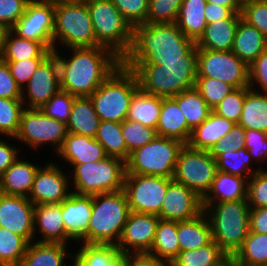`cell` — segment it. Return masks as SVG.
Returning <instances> with one entry per match:
<instances>
[{
	"label": "cell",
	"mask_w": 267,
	"mask_h": 266,
	"mask_svg": "<svg viewBox=\"0 0 267 266\" xmlns=\"http://www.w3.org/2000/svg\"><path fill=\"white\" fill-rule=\"evenodd\" d=\"M71 58L57 54L60 89L74 96H90L122 64L111 50L102 47L70 48Z\"/></svg>",
	"instance_id": "cell-1"
},
{
	"label": "cell",
	"mask_w": 267,
	"mask_h": 266,
	"mask_svg": "<svg viewBox=\"0 0 267 266\" xmlns=\"http://www.w3.org/2000/svg\"><path fill=\"white\" fill-rule=\"evenodd\" d=\"M195 45L176 23H146L134 28L131 50L122 63L133 70L138 64L186 62Z\"/></svg>",
	"instance_id": "cell-2"
},
{
	"label": "cell",
	"mask_w": 267,
	"mask_h": 266,
	"mask_svg": "<svg viewBox=\"0 0 267 266\" xmlns=\"http://www.w3.org/2000/svg\"><path fill=\"white\" fill-rule=\"evenodd\" d=\"M139 88L146 93L162 98L174 97L191 89L197 78V47L186 54V62H159L138 64L132 70Z\"/></svg>",
	"instance_id": "cell-3"
},
{
	"label": "cell",
	"mask_w": 267,
	"mask_h": 266,
	"mask_svg": "<svg viewBox=\"0 0 267 266\" xmlns=\"http://www.w3.org/2000/svg\"><path fill=\"white\" fill-rule=\"evenodd\" d=\"M202 205L211 224L212 240L228 257H233L249 233L248 200Z\"/></svg>",
	"instance_id": "cell-4"
},
{
	"label": "cell",
	"mask_w": 267,
	"mask_h": 266,
	"mask_svg": "<svg viewBox=\"0 0 267 266\" xmlns=\"http://www.w3.org/2000/svg\"><path fill=\"white\" fill-rule=\"evenodd\" d=\"M130 213L123 189L93 195L87 244L116 246Z\"/></svg>",
	"instance_id": "cell-5"
},
{
	"label": "cell",
	"mask_w": 267,
	"mask_h": 266,
	"mask_svg": "<svg viewBox=\"0 0 267 266\" xmlns=\"http://www.w3.org/2000/svg\"><path fill=\"white\" fill-rule=\"evenodd\" d=\"M139 89L135 73L123 63L89 96L101 121L127 119L134 93Z\"/></svg>",
	"instance_id": "cell-6"
},
{
	"label": "cell",
	"mask_w": 267,
	"mask_h": 266,
	"mask_svg": "<svg viewBox=\"0 0 267 266\" xmlns=\"http://www.w3.org/2000/svg\"><path fill=\"white\" fill-rule=\"evenodd\" d=\"M96 42L123 60L130 52L134 29L112 0H87Z\"/></svg>",
	"instance_id": "cell-7"
},
{
	"label": "cell",
	"mask_w": 267,
	"mask_h": 266,
	"mask_svg": "<svg viewBox=\"0 0 267 266\" xmlns=\"http://www.w3.org/2000/svg\"><path fill=\"white\" fill-rule=\"evenodd\" d=\"M184 145L180 140L157 135L130 153L126 173L173 178L178 154Z\"/></svg>",
	"instance_id": "cell-8"
},
{
	"label": "cell",
	"mask_w": 267,
	"mask_h": 266,
	"mask_svg": "<svg viewBox=\"0 0 267 266\" xmlns=\"http://www.w3.org/2000/svg\"><path fill=\"white\" fill-rule=\"evenodd\" d=\"M70 165L74 166L76 194L93 196L123 189L126 162L120 158L107 156L100 161Z\"/></svg>",
	"instance_id": "cell-9"
},
{
	"label": "cell",
	"mask_w": 267,
	"mask_h": 266,
	"mask_svg": "<svg viewBox=\"0 0 267 266\" xmlns=\"http://www.w3.org/2000/svg\"><path fill=\"white\" fill-rule=\"evenodd\" d=\"M59 40L69 48L95 47V33L87 3L60 4L54 8L53 50Z\"/></svg>",
	"instance_id": "cell-10"
},
{
	"label": "cell",
	"mask_w": 267,
	"mask_h": 266,
	"mask_svg": "<svg viewBox=\"0 0 267 266\" xmlns=\"http://www.w3.org/2000/svg\"><path fill=\"white\" fill-rule=\"evenodd\" d=\"M217 171L216 159L209 151L196 150L185 144L179 151L172 179L203 199L211 189Z\"/></svg>",
	"instance_id": "cell-11"
},
{
	"label": "cell",
	"mask_w": 267,
	"mask_h": 266,
	"mask_svg": "<svg viewBox=\"0 0 267 266\" xmlns=\"http://www.w3.org/2000/svg\"><path fill=\"white\" fill-rule=\"evenodd\" d=\"M197 77H209L234 89L249 87L248 65L232 51L197 49Z\"/></svg>",
	"instance_id": "cell-12"
},
{
	"label": "cell",
	"mask_w": 267,
	"mask_h": 266,
	"mask_svg": "<svg viewBox=\"0 0 267 266\" xmlns=\"http://www.w3.org/2000/svg\"><path fill=\"white\" fill-rule=\"evenodd\" d=\"M172 178L126 173L123 190L131 212L154 214L160 209Z\"/></svg>",
	"instance_id": "cell-13"
},
{
	"label": "cell",
	"mask_w": 267,
	"mask_h": 266,
	"mask_svg": "<svg viewBox=\"0 0 267 266\" xmlns=\"http://www.w3.org/2000/svg\"><path fill=\"white\" fill-rule=\"evenodd\" d=\"M67 134L65 123L46 116L40 108H24L19 130L14 138L35 148L50 143L56 145L54 148L58 152Z\"/></svg>",
	"instance_id": "cell-14"
},
{
	"label": "cell",
	"mask_w": 267,
	"mask_h": 266,
	"mask_svg": "<svg viewBox=\"0 0 267 266\" xmlns=\"http://www.w3.org/2000/svg\"><path fill=\"white\" fill-rule=\"evenodd\" d=\"M54 8L51 3L31 0L11 30L20 37L41 42L47 49H53Z\"/></svg>",
	"instance_id": "cell-15"
},
{
	"label": "cell",
	"mask_w": 267,
	"mask_h": 266,
	"mask_svg": "<svg viewBox=\"0 0 267 266\" xmlns=\"http://www.w3.org/2000/svg\"><path fill=\"white\" fill-rule=\"evenodd\" d=\"M158 222L157 215L131 212L116 245L120 253H148L153 245Z\"/></svg>",
	"instance_id": "cell-16"
},
{
	"label": "cell",
	"mask_w": 267,
	"mask_h": 266,
	"mask_svg": "<svg viewBox=\"0 0 267 266\" xmlns=\"http://www.w3.org/2000/svg\"><path fill=\"white\" fill-rule=\"evenodd\" d=\"M34 204L24 196L0 193V227L34 241Z\"/></svg>",
	"instance_id": "cell-17"
},
{
	"label": "cell",
	"mask_w": 267,
	"mask_h": 266,
	"mask_svg": "<svg viewBox=\"0 0 267 266\" xmlns=\"http://www.w3.org/2000/svg\"><path fill=\"white\" fill-rule=\"evenodd\" d=\"M203 211L202 198L194 191L173 179L168 183L160 209V219L186 221L195 218Z\"/></svg>",
	"instance_id": "cell-18"
},
{
	"label": "cell",
	"mask_w": 267,
	"mask_h": 266,
	"mask_svg": "<svg viewBox=\"0 0 267 266\" xmlns=\"http://www.w3.org/2000/svg\"><path fill=\"white\" fill-rule=\"evenodd\" d=\"M28 108H40L60 89L57 54L53 51L38 65L27 82Z\"/></svg>",
	"instance_id": "cell-19"
},
{
	"label": "cell",
	"mask_w": 267,
	"mask_h": 266,
	"mask_svg": "<svg viewBox=\"0 0 267 266\" xmlns=\"http://www.w3.org/2000/svg\"><path fill=\"white\" fill-rule=\"evenodd\" d=\"M68 176L52 162L45 168H40L36 172L33 186L28 199L34 205L46 203H61L69 197ZM31 195V196H30Z\"/></svg>",
	"instance_id": "cell-20"
},
{
	"label": "cell",
	"mask_w": 267,
	"mask_h": 266,
	"mask_svg": "<svg viewBox=\"0 0 267 266\" xmlns=\"http://www.w3.org/2000/svg\"><path fill=\"white\" fill-rule=\"evenodd\" d=\"M92 211V196L71 192L62 201V216L65 231L70 239L84 240L87 244V231Z\"/></svg>",
	"instance_id": "cell-21"
},
{
	"label": "cell",
	"mask_w": 267,
	"mask_h": 266,
	"mask_svg": "<svg viewBox=\"0 0 267 266\" xmlns=\"http://www.w3.org/2000/svg\"><path fill=\"white\" fill-rule=\"evenodd\" d=\"M37 226H39L38 229ZM37 230L43 234V239L38 242L67 245V240L70 238L64 227L62 202L34 206V231Z\"/></svg>",
	"instance_id": "cell-22"
},
{
	"label": "cell",
	"mask_w": 267,
	"mask_h": 266,
	"mask_svg": "<svg viewBox=\"0 0 267 266\" xmlns=\"http://www.w3.org/2000/svg\"><path fill=\"white\" fill-rule=\"evenodd\" d=\"M57 153L69 164L95 162L107 157L103 146L95 138L71 133L67 134Z\"/></svg>",
	"instance_id": "cell-23"
},
{
	"label": "cell",
	"mask_w": 267,
	"mask_h": 266,
	"mask_svg": "<svg viewBox=\"0 0 267 266\" xmlns=\"http://www.w3.org/2000/svg\"><path fill=\"white\" fill-rule=\"evenodd\" d=\"M156 132L158 136L174 138L184 144H187L190 139L192 129L188 126L183 112L173 97L162 98Z\"/></svg>",
	"instance_id": "cell-24"
},
{
	"label": "cell",
	"mask_w": 267,
	"mask_h": 266,
	"mask_svg": "<svg viewBox=\"0 0 267 266\" xmlns=\"http://www.w3.org/2000/svg\"><path fill=\"white\" fill-rule=\"evenodd\" d=\"M38 169L39 166L17 158L0 176V193L28 197Z\"/></svg>",
	"instance_id": "cell-25"
},
{
	"label": "cell",
	"mask_w": 267,
	"mask_h": 266,
	"mask_svg": "<svg viewBox=\"0 0 267 266\" xmlns=\"http://www.w3.org/2000/svg\"><path fill=\"white\" fill-rule=\"evenodd\" d=\"M266 49L267 38L241 18L234 36L232 52L249 66Z\"/></svg>",
	"instance_id": "cell-26"
},
{
	"label": "cell",
	"mask_w": 267,
	"mask_h": 266,
	"mask_svg": "<svg viewBox=\"0 0 267 266\" xmlns=\"http://www.w3.org/2000/svg\"><path fill=\"white\" fill-rule=\"evenodd\" d=\"M235 124L212 111L201 125L192 130L187 145L196 150L209 151L212 146L219 142V139L231 131Z\"/></svg>",
	"instance_id": "cell-27"
},
{
	"label": "cell",
	"mask_w": 267,
	"mask_h": 266,
	"mask_svg": "<svg viewBox=\"0 0 267 266\" xmlns=\"http://www.w3.org/2000/svg\"><path fill=\"white\" fill-rule=\"evenodd\" d=\"M248 180L249 178L217 171L211 189L202 199V204L247 199Z\"/></svg>",
	"instance_id": "cell-28"
},
{
	"label": "cell",
	"mask_w": 267,
	"mask_h": 266,
	"mask_svg": "<svg viewBox=\"0 0 267 266\" xmlns=\"http://www.w3.org/2000/svg\"><path fill=\"white\" fill-rule=\"evenodd\" d=\"M241 18H225L208 23L203 35L195 43L197 49L232 51L234 36Z\"/></svg>",
	"instance_id": "cell-29"
},
{
	"label": "cell",
	"mask_w": 267,
	"mask_h": 266,
	"mask_svg": "<svg viewBox=\"0 0 267 266\" xmlns=\"http://www.w3.org/2000/svg\"><path fill=\"white\" fill-rule=\"evenodd\" d=\"M100 121L89 96L76 97L66 124L67 131L71 134L95 138Z\"/></svg>",
	"instance_id": "cell-30"
},
{
	"label": "cell",
	"mask_w": 267,
	"mask_h": 266,
	"mask_svg": "<svg viewBox=\"0 0 267 266\" xmlns=\"http://www.w3.org/2000/svg\"><path fill=\"white\" fill-rule=\"evenodd\" d=\"M13 31L5 30L0 57L4 61H20L32 58H46L53 49H47L41 42L25 39Z\"/></svg>",
	"instance_id": "cell-31"
},
{
	"label": "cell",
	"mask_w": 267,
	"mask_h": 266,
	"mask_svg": "<svg viewBox=\"0 0 267 266\" xmlns=\"http://www.w3.org/2000/svg\"><path fill=\"white\" fill-rule=\"evenodd\" d=\"M203 211L193 219L177 221V235L180 251L192 250L212 240L211 224Z\"/></svg>",
	"instance_id": "cell-32"
},
{
	"label": "cell",
	"mask_w": 267,
	"mask_h": 266,
	"mask_svg": "<svg viewBox=\"0 0 267 266\" xmlns=\"http://www.w3.org/2000/svg\"><path fill=\"white\" fill-rule=\"evenodd\" d=\"M206 4L207 0H183L175 22L182 33L195 43L207 25L204 14Z\"/></svg>",
	"instance_id": "cell-33"
},
{
	"label": "cell",
	"mask_w": 267,
	"mask_h": 266,
	"mask_svg": "<svg viewBox=\"0 0 267 266\" xmlns=\"http://www.w3.org/2000/svg\"><path fill=\"white\" fill-rule=\"evenodd\" d=\"M161 106L162 97L151 95L139 88L131 99L127 119L156 129Z\"/></svg>",
	"instance_id": "cell-34"
},
{
	"label": "cell",
	"mask_w": 267,
	"mask_h": 266,
	"mask_svg": "<svg viewBox=\"0 0 267 266\" xmlns=\"http://www.w3.org/2000/svg\"><path fill=\"white\" fill-rule=\"evenodd\" d=\"M245 130H258L267 133V94L247 87L239 122Z\"/></svg>",
	"instance_id": "cell-35"
},
{
	"label": "cell",
	"mask_w": 267,
	"mask_h": 266,
	"mask_svg": "<svg viewBox=\"0 0 267 266\" xmlns=\"http://www.w3.org/2000/svg\"><path fill=\"white\" fill-rule=\"evenodd\" d=\"M73 258L68 266H124V255L115 245L83 243Z\"/></svg>",
	"instance_id": "cell-36"
},
{
	"label": "cell",
	"mask_w": 267,
	"mask_h": 266,
	"mask_svg": "<svg viewBox=\"0 0 267 266\" xmlns=\"http://www.w3.org/2000/svg\"><path fill=\"white\" fill-rule=\"evenodd\" d=\"M179 252L177 221L159 218L153 245L147 254L171 263Z\"/></svg>",
	"instance_id": "cell-37"
},
{
	"label": "cell",
	"mask_w": 267,
	"mask_h": 266,
	"mask_svg": "<svg viewBox=\"0 0 267 266\" xmlns=\"http://www.w3.org/2000/svg\"><path fill=\"white\" fill-rule=\"evenodd\" d=\"M65 255V244L32 241L19 266H63Z\"/></svg>",
	"instance_id": "cell-38"
},
{
	"label": "cell",
	"mask_w": 267,
	"mask_h": 266,
	"mask_svg": "<svg viewBox=\"0 0 267 266\" xmlns=\"http://www.w3.org/2000/svg\"><path fill=\"white\" fill-rule=\"evenodd\" d=\"M227 258L219 245L211 240L202 247L180 251L171 266H219Z\"/></svg>",
	"instance_id": "cell-39"
},
{
	"label": "cell",
	"mask_w": 267,
	"mask_h": 266,
	"mask_svg": "<svg viewBox=\"0 0 267 266\" xmlns=\"http://www.w3.org/2000/svg\"><path fill=\"white\" fill-rule=\"evenodd\" d=\"M183 112L188 126L193 130L201 125L212 112V108L193 87L173 97Z\"/></svg>",
	"instance_id": "cell-40"
},
{
	"label": "cell",
	"mask_w": 267,
	"mask_h": 266,
	"mask_svg": "<svg viewBox=\"0 0 267 266\" xmlns=\"http://www.w3.org/2000/svg\"><path fill=\"white\" fill-rule=\"evenodd\" d=\"M233 258L241 266H267V234L249 231Z\"/></svg>",
	"instance_id": "cell-41"
},
{
	"label": "cell",
	"mask_w": 267,
	"mask_h": 266,
	"mask_svg": "<svg viewBox=\"0 0 267 266\" xmlns=\"http://www.w3.org/2000/svg\"><path fill=\"white\" fill-rule=\"evenodd\" d=\"M95 139L103 146L107 156L128 160V149L122 136V123L100 121Z\"/></svg>",
	"instance_id": "cell-42"
},
{
	"label": "cell",
	"mask_w": 267,
	"mask_h": 266,
	"mask_svg": "<svg viewBox=\"0 0 267 266\" xmlns=\"http://www.w3.org/2000/svg\"><path fill=\"white\" fill-rule=\"evenodd\" d=\"M28 245L24 237L0 227V266H19Z\"/></svg>",
	"instance_id": "cell-43"
},
{
	"label": "cell",
	"mask_w": 267,
	"mask_h": 266,
	"mask_svg": "<svg viewBox=\"0 0 267 266\" xmlns=\"http://www.w3.org/2000/svg\"><path fill=\"white\" fill-rule=\"evenodd\" d=\"M251 159L253 158L245 147H242L238 151L224 152L216 159L217 170L224 173L249 178L255 173L253 170L251 171V168L249 167ZM247 169V175L243 176L242 172L246 171Z\"/></svg>",
	"instance_id": "cell-44"
},
{
	"label": "cell",
	"mask_w": 267,
	"mask_h": 266,
	"mask_svg": "<svg viewBox=\"0 0 267 266\" xmlns=\"http://www.w3.org/2000/svg\"><path fill=\"white\" fill-rule=\"evenodd\" d=\"M22 99L0 97V134L15 137L20 126V118L24 109Z\"/></svg>",
	"instance_id": "cell-45"
},
{
	"label": "cell",
	"mask_w": 267,
	"mask_h": 266,
	"mask_svg": "<svg viewBox=\"0 0 267 266\" xmlns=\"http://www.w3.org/2000/svg\"><path fill=\"white\" fill-rule=\"evenodd\" d=\"M122 136L128 149L129 159L131 152L151 142L157 136V132L156 129L126 119L122 122Z\"/></svg>",
	"instance_id": "cell-46"
},
{
	"label": "cell",
	"mask_w": 267,
	"mask_h": 266,
	"mask_svg": "<svg viewBox=\"0 0 267 266\" xmlns=\"http://www.w3.org/2000/svg\"><path fill=\"white\" fill-rule=\"evenodd\" d=\"M194 88L212 109L234 89L224 81L209 77H197Z\"/></svg>",
	"instance_id": "cell-47"
},
{
	"label": "cell",
	"mask_w": 267,
	"mask_h": 266,
	"mask_svg": "<svg viewBox=\"0 0 267 266\" xmlns=\"http://www.w3.org/2000/svg\"><path fill=\"white\" fill-rule=\"evenodd\" d=\"M183 0H149L147 23H175Z\"/></svg>",
	"instance_id": "cell-48"
},
{
	"label": "cell",
	"mask_w": 267,
	"mask_h": 266,
	"mask_svg": "<svg viewBox=\"0 0 267 266\" xmlns=\"http://www.w3.org/2000/svg\"><path fill=\"white\" fill-rule=\"evenodd\" d=\"M246 94L247 87L233 89L212 111L237 124L242 114Z\"/></svg>",
	"instance_id": "cell-49"
},
{
	"label": "cell",
	"mask_w": 267,
	"mask_h": 266,
	"mask_svg": "<svg viewBox=\"0 0 267 266\" xmlns=\"http://www.w3.org/2000/svg\"><path fill=\"white\" fill-rule=\"evenodd\" d=\"M76 97L77 96L60 90L57 94L52 96L47 103L40 107V110L46 116L67 124Z\"/></svg>",
	"instance_id": "cell-50"
},
{
	"label": "cell",
	"mask_w": 267,
	"mask_h": 266,
	"mask_svg": "<svg viewBox=\"0 0 267 266\" xmlns=\"http://www.w3.org/2000/svg\"><path fill=\"white\" fill-rule=\"evenodd\" d=\"M112 2L133 29L147 23L149 0H112Z\"/></svg>",
	"instance_id": "cell-51"
},
{
	"label": "cell",
	"mask_w": 267,
	"mask_h": 266,
	"mask_svg": "<svg viewBox=\"0 0 267 266\" xmlns=\"http://www.w3.org/2000/svg\"><path fill=\"white\" fill-rule=\"evenodd\" d=\"M249 177L247 200L250 208L267 207V171L256 169Z\"/></svg>",
	"instance_id": "cell-52"
},
{
	"label": "cell",
	"mask_w": 267,
	"mask_h": 266,
	"mask_svg": "<svg viewBox=\"0 0 267 266\" xmlns=\"http://www.w3.org/2000/svg\"><path fill=\"white\" fill-rule=\"evenodd\" d=\"M245 144V129L238 124H235L231 131L224 137L219 139V142L211 147L209 153L217 159L224 152L238 151Z\"/></svg>",
	"instance_id": "cell-53"
},
{
	"label": "cell",
	"mask_w": 267,
	"mask_h": 266,
	"mask_svg": "<svg viewBox=\"0 0 267 266\" xmlns=\"http://www.w3.org/2000/svg\"><path fill=\"white\" fill-rule=\"evenodd\" d=\"M242 19L267 38V0L254 1L242 7Z\"/></svg>",
	"instance_id": "cell-54"
},
{
	"label": "cell",
	"mask_w": 267,
	"mask_h": 266,
	"mask_svg": "<svg viewBox=\"0 0 267 266\" xmlns=\"http://www.w3.org/2000/svg\"><path fill=\"white\" fill-rule=\"evenodd\" d=\"M31 0H0V25L10 30L25 13Z\"/></svg>",
	"instance_id": "cell-55"
},
{
	"label": "cell",
	"mask_w": 267,
	"mask_h": 266,
	"mask_svg": "<svg viewBox=\"0 0 267 266\" xmlns=\"http://www.w3.org/2000/svg\"><path fill=\"white\" fill-rule=\"evenodd\" d=\"M45 58H32V59H25L20 61H5L10 69L11 75L17 82V85L24 89L23 84L27 85V82L30 80V77L36 71L38 65L44 60ZM23 88V89H22Z\"/></svg>",
	"instance_id": "cell-56"
},
{
	"label": "cell",
	"mask_w": 267,
	"mask_h": 266,
	"mask_svg": "<svg viewBox=\"0 0 267 266\" xmlns=\"http://www.w3.org/2000/svg\"><path fill=\"white\" fill-rule=\"evenodd\" d=\"M24 90L17 85V82L11 75L7 63L0 57V97L7 99H26L23 94Z\"/></svg>",
	"instance_id": "cell-57"
},
{
	"label": "cell",
	"mask_w": 267,
	"mask_h": 266,
	"mask_svg": "<svg viewBox=\"0 0 267 266\" xmlns=\"http://www.w3.org/2000/svg\"><path fill=\"white\" fill-rule=\"evenodd\" d=\"M244 147L256 161L267 160V133L254 129L245 130Z\"/></svg>",
	"instance_id": "cell-58"
},
{
	"label": "cell",
	"mask_w": 267,
	"mask_h": 266,
	"mask_svg": "<svg viewBox=\"0 0 267 266\" xmlns=\"http://www.w3.org/2000/svg\"><path fill=\"white\" fill-rule=\"evenodd\" d=\"M249 87L256 81L267 94V49L263 51L249 66Z\"/></svg>",
	"instance_id": "cell-59"
},
{
	"label": "cell",
	"mask_w": 267,
	"mask_h": 266,
	"mask_svg": "<svg viewBox=\"0 0 267 266\" xmlns=\"http://www.w3.org/2000/svg\"><path fill=\"white\" fill-rule=\"evenodd\" d=\"M124 266H171V263L157 259L147 253H130L124 254Z\"/></svg>",
	"instance_id": "cell-60"
},
{
	"label": "cell",
	"mask_w": 267,
	"mask_h": 266,
	"mask_svg": "<svg viewBox=\"0 0 267 266\" xmlns=\"http://www.w3.org/2000/svg\"><path fill=\"white\" fill-rule=\"evenodd\" d=\"M205 18L208 23H213L225 18H242L241 13H234L230 8L218 4L207 3L205 7Z\"/></svg>",
	"instance_id": "cell-61"
},
{
	"label": "cell",
	"mask_w": 267,
	"mask_h": 266,
	"mask_svg": "<svg viewBox=\"0 0 267 266\" xmlns=\"http://www.w3.org/2000/svg\"><path fill=\"white\" fill-rule=\"evenodd\" d=\"M249 231L267 234V207L250 208Z\"/></svg>",
	"instance_id": "cell-62"
},
{
	"label": "cell",
	"mask_w": 267,
	"mask_h": 266,
	"mask_svg": "<svg viewBox=\"0 0 267 266\" xmlns=\"http://www.w3.org/2000/svg\"><path fill=\"white\" fill-rule=\"evenodd\" d=\"M18 151L9 143L0 140V176L11 166L16 160Z\"/></svg>",
	"instance_id": "cell-63"
},
{
	"label": "cell",
	"mask_w": 267,
	"mask_h": 266,
	"mask_svg": "<svg viewBox=\"0 0 267 266\" xmlns=\"http://www.w3.org/2000/svg\"><path fill=\"white\" fill-rule=\"evenodd\" d=\"M207 3L218 4L230 8L234 13H241L242 7L237 0H207Z\"/></svg>",
	"instance_id": "cell-64"
},
{
	"label": "cell",
	"mask_w": 267,
	"mask_h": 266,
	"mask_svg": "<svg viewBox=\"0 0 267 266\" xmlns=\"http://www.w3.org/2000/svg\"><path fill=\"white\" fill-rule=\"evenodd\" d=\"M47 3H51L54 6L60 4H71V3H86L87 0H41Z\"/></svg>",
	"instance_id": "cell-65"
},
{
	"label": "cell",
	"mask_w": 267,
	"mask_h": 266,
	"mask_svg": "<svg viewBox=\"0 0 267 266\" xmlns=\"http://www.w3.org/2000/svg\"><path fill=\"white\" fill-rule=\"evenodd\" d=\"M219 266H241L233 257H228Z\"/></svg>",
	"instance_id": "cell-66"
},
{
	"label": "cell",
	"mask_w": 267,
	"mask_h": 266,
	"mask_svg": "<svg viewBox=\"0 0 267 266\" xmlns=\"http://www.w3.org/2000/svg\"><path fill=\"white\" fill-rule=\"evenodd\" d=\"M5 33V29L0 25V54L2 51V47H3V36Z\"/></svg>",
	"instance_id": "cell-67"
},
{
	"label": "cell",
	"mask_w": 267,
	"mask_h": 266,
	"mask_svg": "<svg viewBox=\"0 0 267 266\" xmlns=\"http://www.w3.org/2000/svg\"><path fill=\"white\" fill-rule=\"evenodd\" d=\"M254 1H259V0H237L238 4L243 7L244 5L248 4V3H252Z\"/></svg>",
	"instance_id": "cell-68"
}]
</instances>
